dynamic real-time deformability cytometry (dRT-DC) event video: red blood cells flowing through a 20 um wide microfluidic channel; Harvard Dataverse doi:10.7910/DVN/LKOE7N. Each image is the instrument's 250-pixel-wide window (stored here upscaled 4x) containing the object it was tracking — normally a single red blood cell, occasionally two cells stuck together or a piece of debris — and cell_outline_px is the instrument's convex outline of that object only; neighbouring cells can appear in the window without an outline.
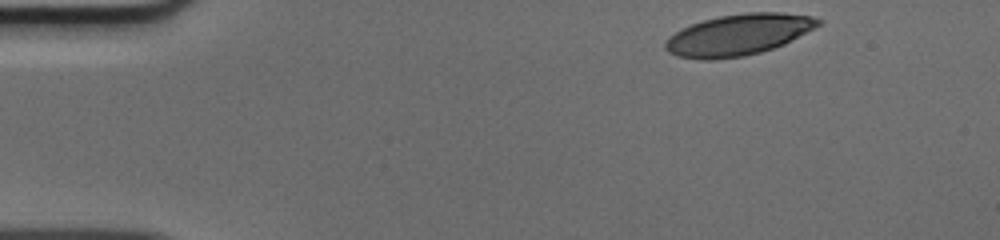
{"species": "human", "species_latin": "Homo sapiens", "temperature_condition": "cold", "stored_images_in_passage": 45, "camera_frame_rate_fps": 3000, "um_per_image_px": 0.085, "donor": {"sex": "male"}, "frame": {"image": 1, "passage_image": 1, "time_ms": 0.0, "image_size_px": [1000, 240], "cell_outline_px": [[824, 20], [820, 24], [784, 44], [760, 52], [744, 56], [712, 60], [700, 60], [676, 56], [668, 52], [664, 48], [664, 44], [668, 36], [692, 24], [704, 20], [720, 16], [744, 12], [780, 12], [812, 16]], "centroid_in_image_um": [62.74, 2.96], "position_along_channel_um": 22.3, "area_um2": 36.59}}
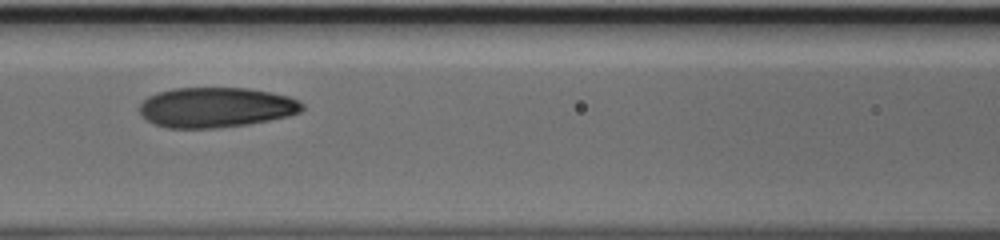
{"frame": {"image": 2, "passage_image": 17, "time_ms": 5.333, "image_size_px": [1000, 240], "cell_outline_px": [[304, 108], [300, 112], [288, 116], [248, 124], [216, 128], [168, 128], [156, 124], [140, 116], [140, 104], [148, 96], [156, 92], [172, 88], [248, 88], [288, 96], [304, 104]], "centroid_in_image_um": [18.33, 9.12], "position_along_channel_um": 148.3, "area_um2": 37.97}}
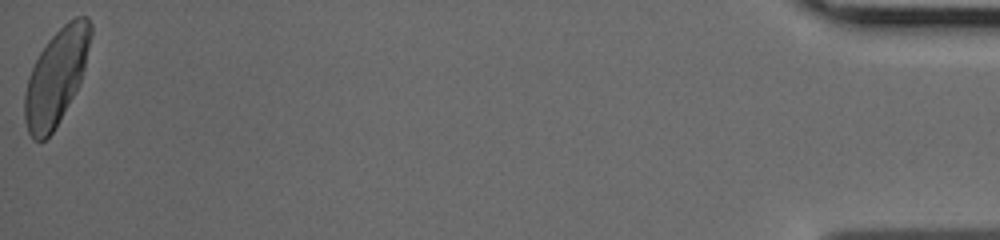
{"frame": {"image": 3, "passage_image": 45, "time_ms": 14.667, "image_size_px": [1000, 240], "cell_outline_px": [[92, 36], [80, 84], [76, 92], [52, 132], [44, 140], [32, 140], [28, 132], [24, 120], [24, 92], [28, 76], [40, 52], [48, 40], [68, 20], [76, 16], [88, 16], [92, 24]], "centroid_in_image_um": [4.78, 6.52], "position_along_channel_um": 430.4, "area_um2": 36.76}}